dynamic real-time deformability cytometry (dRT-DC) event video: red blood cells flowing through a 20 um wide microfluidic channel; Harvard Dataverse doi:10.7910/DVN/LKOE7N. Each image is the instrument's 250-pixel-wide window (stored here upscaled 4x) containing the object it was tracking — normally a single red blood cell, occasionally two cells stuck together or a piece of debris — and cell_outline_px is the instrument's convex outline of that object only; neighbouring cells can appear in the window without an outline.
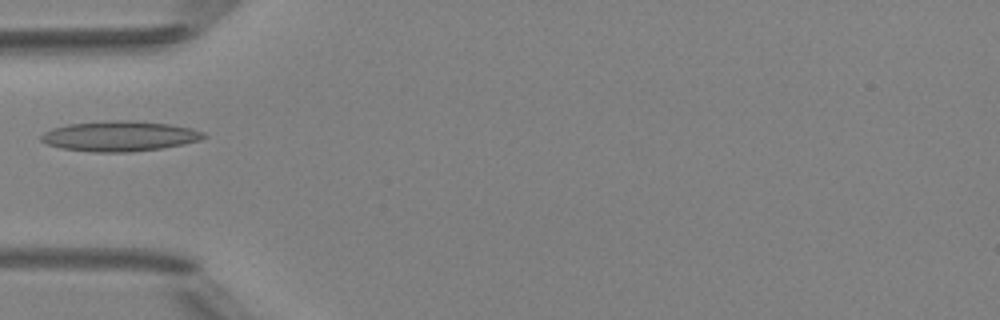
{"species": "Egyptian fruit bat (a non-hibernating species)", "species_latin": "Rousettus aegyptiacus", "temperature_condition": "room temperature", "stored_images_in_passage": 5, "camera_frame_rate_fps": 3000, "um_per_image_px": 0.085, "animal": {"sex": "female"}, "frame": {"image": 1, "passage_image": 5, "time_ms": 4.667, "image_size_px": [1000, 320], "cell_outline_px": [[208, 136], [200, 140], [184, 144], [160, 148], [132, 152], [92, 152], [60, 148], [48, 144], [40, 140], [40, 136], [44, 132], [52, 128], [68, 124], [116, 120], [128, 120], [168, 124], [192, 128], [204, 132]], "centroid_in_image_um": [10.17, 11.57], "position_along_channel_um": 74.8, "area_um2": 28.61}}